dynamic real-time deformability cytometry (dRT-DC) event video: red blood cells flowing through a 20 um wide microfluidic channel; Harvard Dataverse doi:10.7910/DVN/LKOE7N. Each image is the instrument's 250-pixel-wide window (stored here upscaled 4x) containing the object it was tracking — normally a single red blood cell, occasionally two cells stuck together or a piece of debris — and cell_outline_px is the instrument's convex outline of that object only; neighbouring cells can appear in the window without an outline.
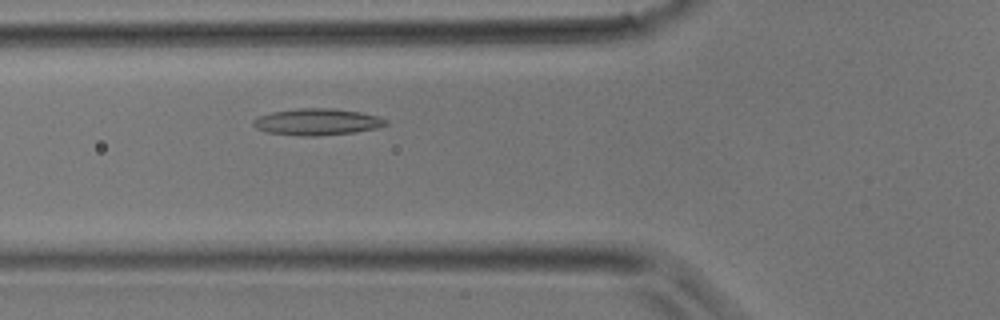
{"species": "common noctule bat (a hibernating species)", "species_latin": "Nyctalus noctula", "temperature_condition": "room temperature", "stored_images_in_passage": 34, "camera_frame_rate_fps": 3000, "um_per_image_px": 0.085, "animal": {"sex": "male", "body_mass_g": 17.9}, "frame": {"image": 1, "passage_image": 10, "time_ms": 3.0, "image_size_px": [1000, 320], "cell_outline_px": [[388, 124], [380, 128], [356, 132], [320, 136], [300, 136], [268, 132], [256, 128], [252, 124], [252, 120], [260, 116], [272, 112], [296, 108], [332, 108], [360, 112], [376, 116], [388, 120]], "centroid_in_image_um": [26.98, 10.36], "position_along_channel_um": 98.8, "area_um2": 20.69}}
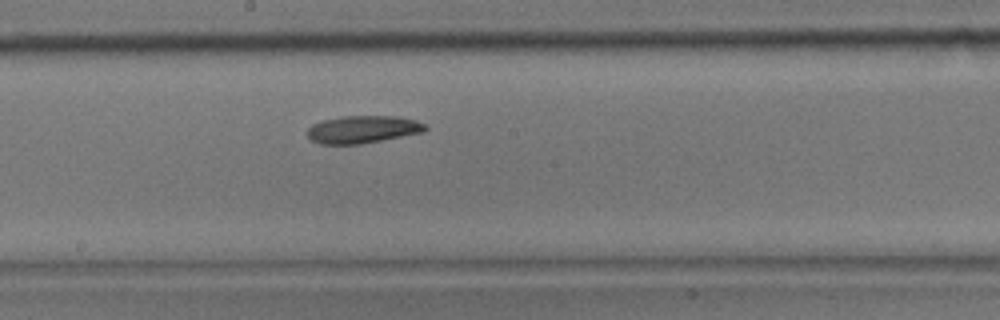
{"frame": {"image": 2, "passage_image": 17, "time_ms": 5.333, "image_size_px": [1000, 320], "cell_outline_px": [[428, 128], [424, 132], [360, 144], [320, 144], [312, 140], [308, 136], [308, 128], [312, 124], [324, 120], [340, 116], [396, 116], [416, 120], [424, 124]], "centroid_in_image_um": [30.84, 10.99], "position_along_channel_um": 217.4, "area_um2": 18.84}}
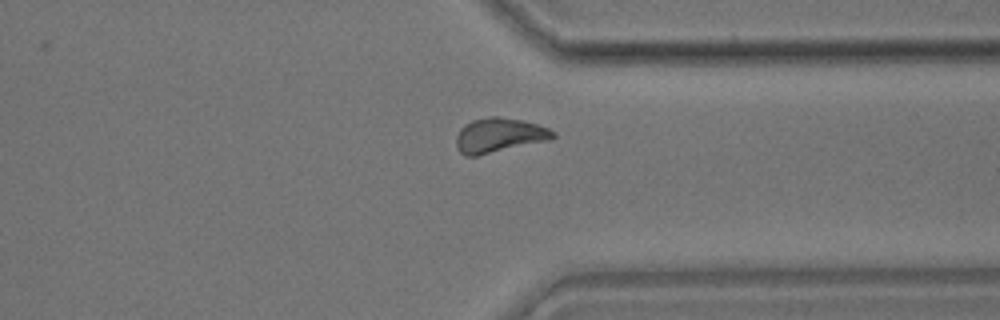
{"frame": {"image": 3, "passage_image": 26, "time_ms": 8.333, "image_size_px": [1000, 320], "cell_outline_px": [[556, 136], [552, 140], [476, 156], [464, 156], [456, 148], [456, 136], [460, 128], [464, 124], [472, 120], [488, 116], [496, 116], [520, 120], [536, 124], [548, 128], [556, 132]], "centroid_in_image_um": [42.42, 11.51], "position_along_channel_um": 369.0, "area_um2": 19.71}}